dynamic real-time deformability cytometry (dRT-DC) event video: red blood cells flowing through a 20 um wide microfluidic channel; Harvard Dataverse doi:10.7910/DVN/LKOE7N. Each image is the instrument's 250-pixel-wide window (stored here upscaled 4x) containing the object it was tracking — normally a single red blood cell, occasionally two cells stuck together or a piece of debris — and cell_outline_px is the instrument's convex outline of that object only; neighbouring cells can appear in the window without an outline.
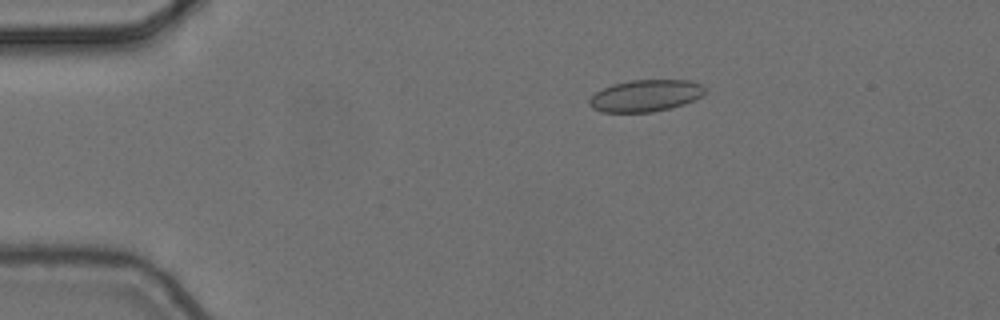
{"species": "common noctule bat (a hibernating species)", "species_latin": "Nyctalus noctula", "temperature_condition": "cold", "stored_images_in_passage": 6, "camera_frame_rate_fps": 3000, "um_per_image_px": 0.085, "animal": {"sex": "female", "body_mass_g": 24.6, "forearm_length_mm": 56.2}, "frame": {"image": 1, "passage_image": 3, "time_ms": 0.667, "image_size_px": [1000, 320], "cell_outline_px": [[704, 92], [700, 96], [684, 104], [652, 112], [600, 112], [592, 108], [588, 104], [588, 100], [596, 92], [612, 84], [632, 80], [688, 80], [700, 84], [704, 88]], "centroid_in_image_um": [54.81, 8.13], "position_along_channel_um": 30.2, "area_um2": 21.21}}
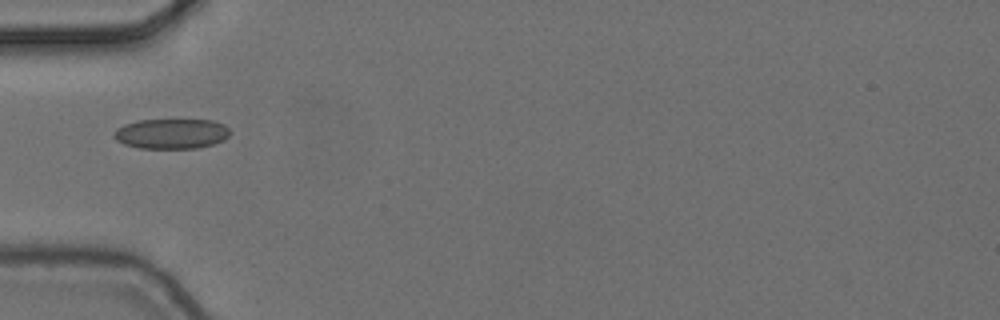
{"frame": {"image": 2, "passage_image": 5, "time_ms": 1.333, "image_size_px": [1000, 320], "cell_outline_px": [[232, 132], [224, 140], [212, 144], [196, 148], [140, 148], [124, 144], [116, 140], [112, 136], [112, 132], [116, 128], [124, 124], [136, 120], [212, 120], [224, 124]], "centroid_in_image_um": [14.54, 11.36], "position_along_channel_um": 70.5, "area_um2": 20.52}}
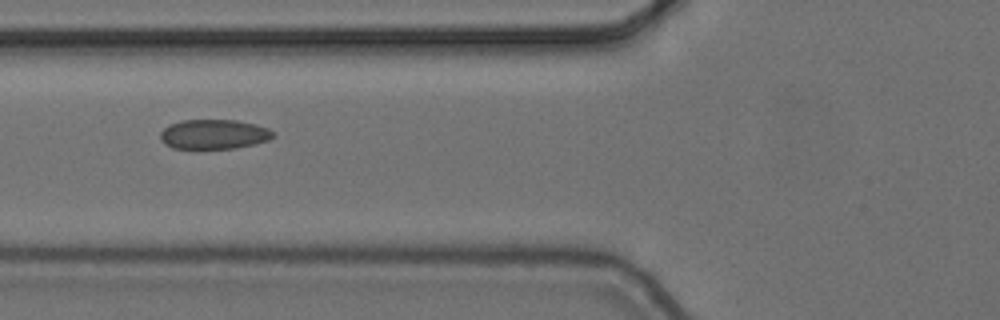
{"frame": {"image": 3, "passage_image": 6, "time_ms": 1.667, "image_size_px": [1000, 320], "cell_outline_px": [[276, 136], [268, 140], [256, 144], [236, 148], [172, 148], [164, 144], [160, 140], [160, 132], [168, 124], [184, 120], [236, 120], [256, 124], [268, 128]], "centroid_in_image_um": [18.17, 11.41], "position_along_channel_um": 107.6, "area_um2": 19.59}}